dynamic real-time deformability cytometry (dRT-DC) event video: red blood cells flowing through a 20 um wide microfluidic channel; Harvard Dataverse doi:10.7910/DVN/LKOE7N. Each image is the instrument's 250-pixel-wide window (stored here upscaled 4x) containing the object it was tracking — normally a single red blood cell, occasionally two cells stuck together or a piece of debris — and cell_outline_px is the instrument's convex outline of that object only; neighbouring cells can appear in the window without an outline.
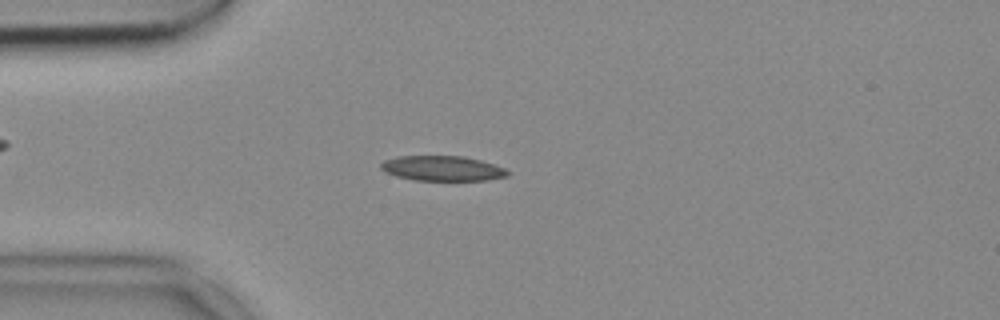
{"species": "common noctule bat (a hibernating species)", "species_latin": "Nyctalus noctula", "temperature_condition": "cold", "stored_images_in_passage": 52, "camera_frame_rate_fps": 3000, "um_per_image_px": 0.085, "animal": {"sex": "female", "body_mass_g": 18.4}, "frame": {"image": 1, "passage_image": 13, "time_ms": 4.0, "image_size_px": [1000, 320], "cell_outline_px": [[512, 172], [508, 176], [488, 180], [416, 180], [396, 176], [384, 172], [380, 168], [380, 164], [384, 160], [396, 156], [464, 156], [480, 160], [504, 168]], "centroid_in_image_um": [37.59, 14.31], "position_along_channel_um": 47.4, "area_um2": 18.55}}
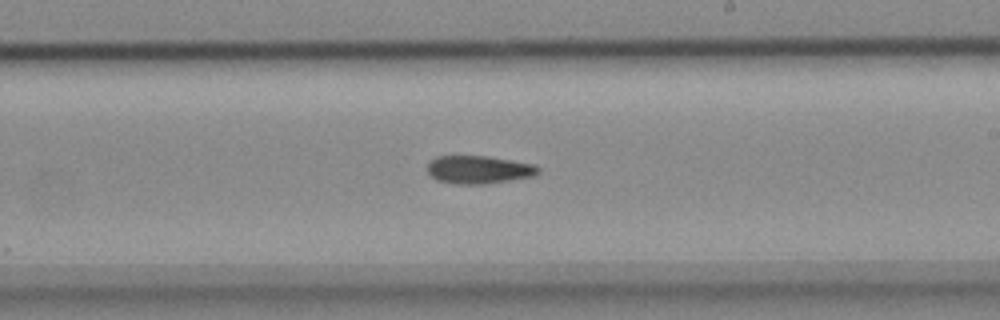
{"frame": {"image": 2, "passage_image": 30, "time_ms": 9.667, "image_size_px": [1000, 320], "cell_outline_px": [[540, 172], [536, 176], [484, 184], [460, 184], [436, 180], [428, 172], [428, 164], [436, 156], [488, 156], [536, 164], [540, 168]], "centroid_in_image_um": [40.75, 14.41], "position_along_channel_um": 248.2, "area_um2": 18.15}}
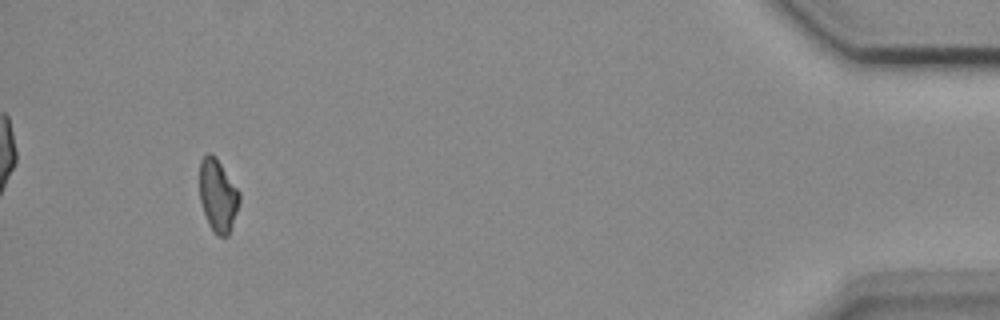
{"frame": {"image": 3, "passage_image": 49, "time_ms": 16.0, "image_size_px": [1000, 320], "cell_outline_px": [[240, 200], [228, 236], [216, 236], [208, 224], [200, 200], [200, 160], [208, 152], [212, 152], [216, 156], [240, 192]], "centroid_in_image_um": [18.51, 16.59], "position_along_channel_um": 416.7, "area_um2": 16.88}}